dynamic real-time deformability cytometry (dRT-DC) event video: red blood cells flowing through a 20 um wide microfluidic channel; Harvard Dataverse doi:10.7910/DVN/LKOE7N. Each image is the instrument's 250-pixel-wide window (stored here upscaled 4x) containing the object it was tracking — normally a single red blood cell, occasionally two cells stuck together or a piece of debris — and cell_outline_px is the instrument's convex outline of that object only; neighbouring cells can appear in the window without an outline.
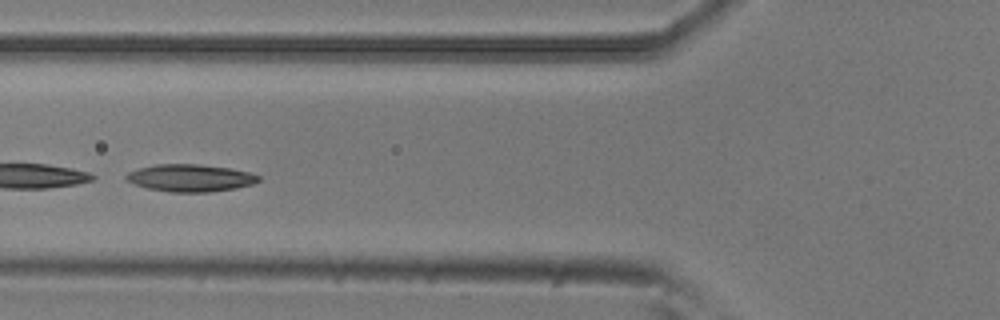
{"species": "common noctule bat (a hibernating species)", "species_latin": "Nyctalus noctula", "temperature_condition": "room temperature", "stored_images_in_passage": 7, "camera_frame_rate_fps": 3000, "um_per_image_px": 0.085, "animal": {"sex": "male", "body_mass_g": 20.5, "forearm_length_mm": 52.5}, "frame": {"image": 1, "passage_image": 5, "time_ms": 1.333, "image_size_px": [1000, 320], "cell_outline_px": [[260, 180], [252, 184], [236, 188], [208, 192], [172, 192], [148, 188], [124, 180], [124, 176], [128, 172], [140, 168], [156, 164], [196, 164], [228, 168], [248, 172], [260, 176]], "centroid_in_image_um": [16.15, 15.12], "position_along_channel_um": 109.6, "area_um2": 20.87}}
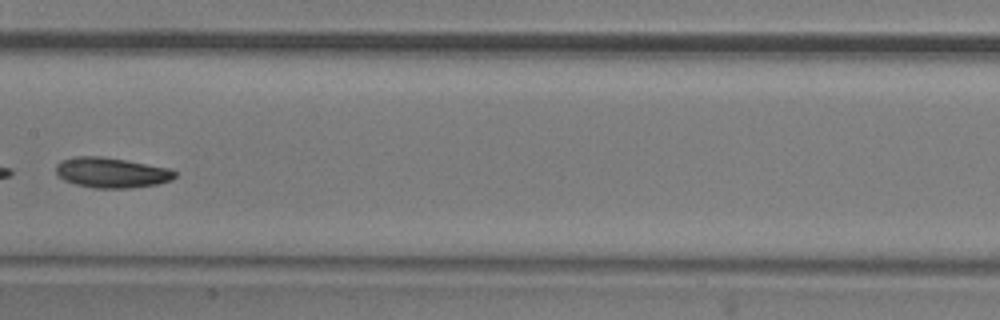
{"frame": {"image": 2, "passage_image": 7, "time_ms": 2.0, "image_size_px": [1000, 320], "cell_outline_px": [[176, 176], [172, 180], [156, 184], [128, 188], [92, 188], [76, 184], [64, 180], [56, 172], [56, 164], [60, 160], [76, 156], [100, 156], [124, 160], [168, 168], [176, 172]], "centroid_in_image_um": [9.45, 14.67], "position_along_channel_um": 198.0, "area_um2": 20.81}}